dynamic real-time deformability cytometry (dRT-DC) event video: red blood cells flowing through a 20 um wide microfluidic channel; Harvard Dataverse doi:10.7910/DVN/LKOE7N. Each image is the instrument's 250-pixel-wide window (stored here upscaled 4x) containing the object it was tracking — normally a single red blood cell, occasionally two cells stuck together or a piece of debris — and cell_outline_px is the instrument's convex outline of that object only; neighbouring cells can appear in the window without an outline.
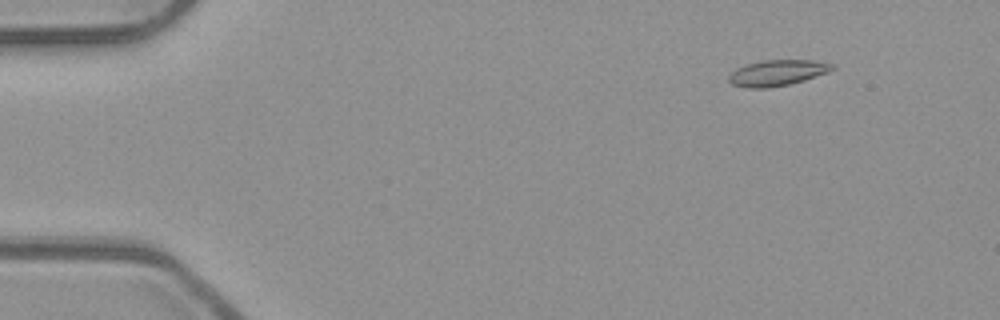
{"species": "common noctule bat (a hibernating species)", "species_latin": "Nyctalus noctula", "temperature_condition": "room temperature", "stored_images_in_passage": 5, "segment_of_instrument_passage": [1, 2], "camera_frame_rate_fps": 3000, "um_per_image_px": 0.085, "animal": {"sex": "male", "body_mass_g": 23.1, "forearm_length_mm": 52.7}, "frame": {"image": 1, "passage_image": 1, "time_ms": 0.0, "image_size_px": [1000, 320], "cell_outline_px": [[836, 68], [828, 72], [804, 80], [788, 84], [768, 88], [748, 88], [732, 84], [728, 80], [728, 76], [736, 68], [748, 64], [764, 60], [812, 60], [832, 64]], "centroid_in_image_um": [66.06, 6.19], "position_along_channel_um": 18.9, "area_um2": 15.43}}